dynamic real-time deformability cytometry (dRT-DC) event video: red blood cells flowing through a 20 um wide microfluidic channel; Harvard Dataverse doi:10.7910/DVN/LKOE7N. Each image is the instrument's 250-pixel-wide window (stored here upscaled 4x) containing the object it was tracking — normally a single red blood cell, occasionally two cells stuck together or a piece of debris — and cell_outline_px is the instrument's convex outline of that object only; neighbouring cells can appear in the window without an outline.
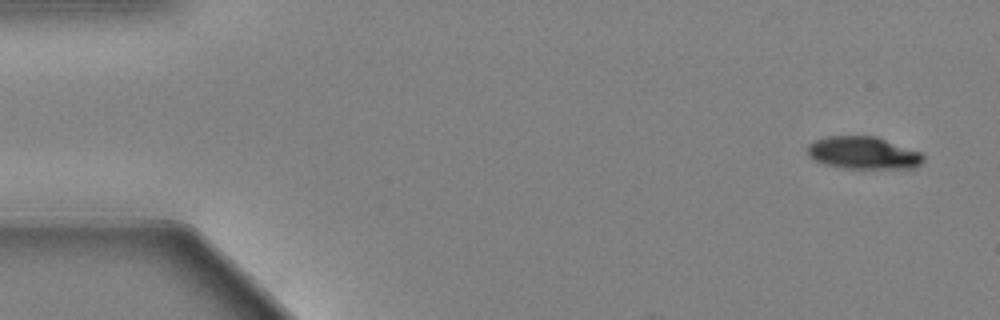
{"species": "Egyptian fruit bat (a non-hibernating species)", "species_latin": "Rousettus aegyptiacus", "temperature_condition": "warm", "stored_images_in_passage": 57, "camera_frame_rate_fps": 3000, "um_per_image_px": 0.085, "animal": {"sex": "female"}, "frame": {"image": 1, "passage_image": 1, "time_ms": 0.0, "image_size_px": [1000, 320], "cell_outline_px": [[924, 160], [920, 164], [912, 168], [844, 168], [824, 164], [808, 156], [808, 144], [816, 140], [828, 136], [876, 136], [920, 152], [924, 156]], "centroid_in_image_um": [73.37, 12.99], "position_along_channel_um": 11.6, "area_um2": 21.73}}
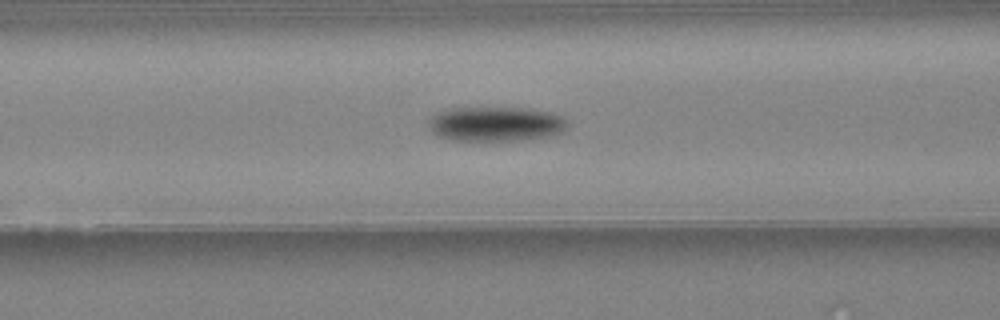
{"frame": {"image": 2, "passage_image": 22, "time_ms": 7.0, "image_size_px": [1000, 320], "cell_outline_px": [[568, 124], [560, 132], [544, 136], [516, 140], [452, 140], [440, 136], [432, 132], [428, 124], [428, 120], [432, 116], [440, 112], [452, 108], [528, 108], [552, 112], [564, 116]], "centroid_in_image_um": [42.13, 10.52], "position_along_channel_um": 124.5, "area_um2": 27.69}}
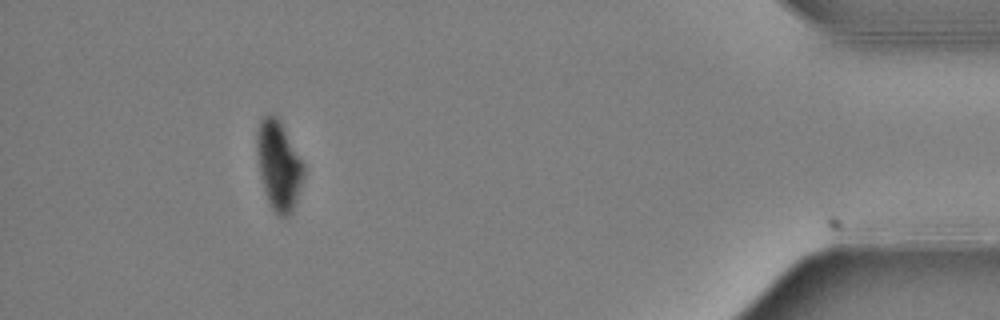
{"frame": {"image": 3, "passage_image": 52, "time_ms": 17.0, "image_size_px": [1000, 320], "cell_outline_px": [[304, 176], [292, 212], [288, 216], [280, 216], [272, 208], [264, 192], [260, 172], [256, 144], [256, 132], [260, 120], [264, 116], [276, 116], [304, 164]], "centroid_in_image_um": [23.68, 14.08], "position_along_channel_um": 411.5, "area_um2": 23.7}, "authors_computed_cell_mechanics": {"area_um2": 25.7788, "velocity_mm_per_s": 3.4711, "shape_relaxation_time_tau1_ms": 3.499, "shape_relaxation_time_tau2_ms": null, "deformation_change_tau1": 0.1537, "deformation_change_tau2": null}}